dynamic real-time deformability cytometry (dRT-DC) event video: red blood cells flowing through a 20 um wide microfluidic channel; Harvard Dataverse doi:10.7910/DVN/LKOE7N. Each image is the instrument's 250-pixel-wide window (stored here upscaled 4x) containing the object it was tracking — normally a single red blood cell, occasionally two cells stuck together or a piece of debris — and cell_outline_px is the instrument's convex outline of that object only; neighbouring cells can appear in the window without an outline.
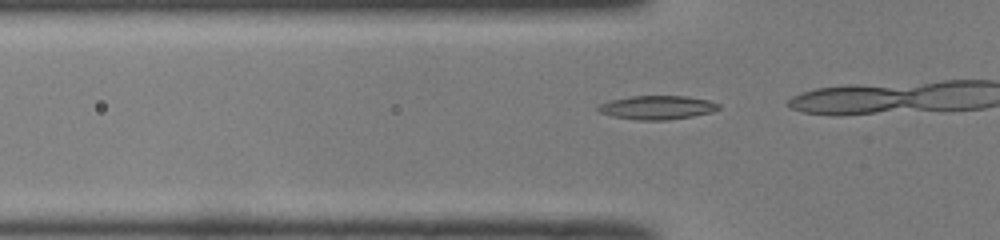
{"species": "common noctule bat (a hibernating species)", "species_latin": "Nyctalus noctula", "temperature_condition": "room temperature", "stored_images_in_passage": 5, "camera_frame_rate_fps": 3000, "um_per_image_px": 0.085, "animal": {"sex": "male", "body_mass_g": 19.0, "forearm_length_mm": 50.8}, "frame": {"image": 1, "passage_image": 2, "time_ms": 0.333, "image_size_px": [1000, 240], "cell_outline_px": [[720, 108], [712, 112], [692, 116], [668, 120], [636, 120], [612, 116], [600, 112], [596, 108], [600, 104], [608, 100], [632, 96], [688, 96], [708, 100], [720, 104]], "centroid_in_image_um": [55.85, 9.13], "position_along_channel_um": 69.9, "area_um2": 16.76}}